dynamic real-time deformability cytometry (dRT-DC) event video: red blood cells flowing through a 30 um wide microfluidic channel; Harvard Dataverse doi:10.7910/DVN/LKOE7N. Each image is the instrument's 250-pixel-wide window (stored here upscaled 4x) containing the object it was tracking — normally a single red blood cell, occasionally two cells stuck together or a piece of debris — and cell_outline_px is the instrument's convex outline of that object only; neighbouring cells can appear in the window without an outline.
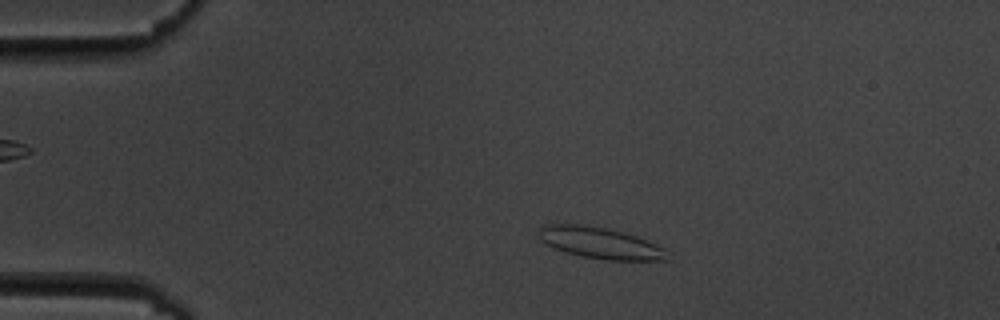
{"species": "common noctule bat (a hibernating species)", "species_latin": "Nyctalus noctula", "temperature_condition": "cold", "stored_images_in_passage": 7, "camera_frame_rate_fps": 3000, "um_per_image_px": 0.085, "animal": {"sex": "male", "body_mass_g": 19.5, "forearm_length_mm": 54.6}, "frame": {"image": 1, "passage_image": 1, "time_ms": 0.0, "image_size_px": [1000, 320], "cell_outline_px": [[668, 260], [604, 260], [564, 252], [544, 244], [540, 240], [540, 228], [544, 224], [580, 224], [604, 228], [636, 236], [660, 248]], "centroid_in_image_um": [50.88, 20.65], "position_along_channel_um": 34.1, "area_um2": 22.77}}
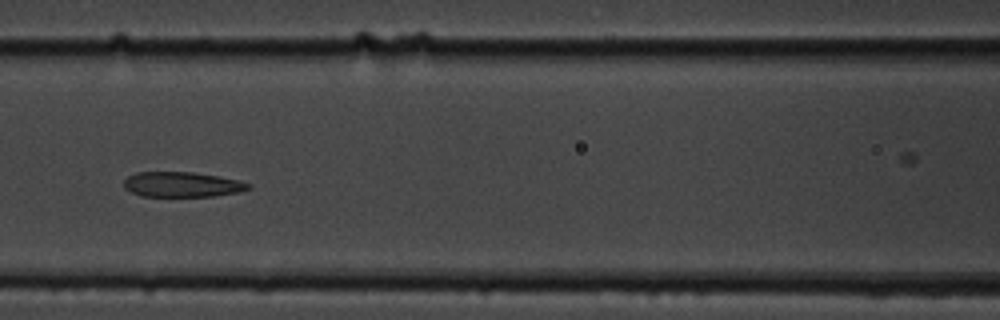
{"frame": {"image": 2, "passage_image": 5, "time_ms": 4.667, "image_size_px": [1000, 320], "cell_outline_px": [[252, 188], [240, 192], [212, 196], [140, 196], [124, 188], [124, 180], [128, 176], [136, 172], [192, 172], [220, 176], [240, 180], [252, 184]], "centroid_in_image_um": [15.52, 15.67], "position_along_channel_um": 151.1, "area_um2": 18.38}}
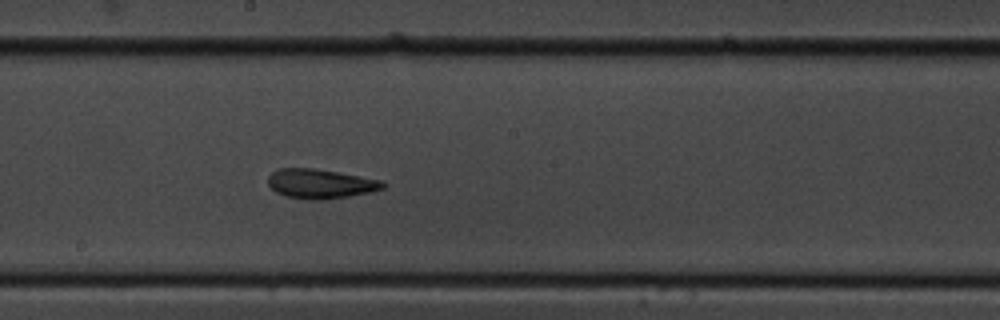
{"frame": {"image": 3, "passage_image": 7, "time_ms": 6.667, "image_size_px": [1000, 320], "cell_outline_px": [[384, 188], [372, 192], [324, 200], [308, 200], [284, 196], [276, 192], [268, 184], [268, 176], [272, 172], [280, 168], [312, 168], [336, 172], [380, 180], [384, 184]], "centroid_in_image_um": [27.19, 15.63], "position_along_channel_um": 221.0, "area_um2": 19.59}}